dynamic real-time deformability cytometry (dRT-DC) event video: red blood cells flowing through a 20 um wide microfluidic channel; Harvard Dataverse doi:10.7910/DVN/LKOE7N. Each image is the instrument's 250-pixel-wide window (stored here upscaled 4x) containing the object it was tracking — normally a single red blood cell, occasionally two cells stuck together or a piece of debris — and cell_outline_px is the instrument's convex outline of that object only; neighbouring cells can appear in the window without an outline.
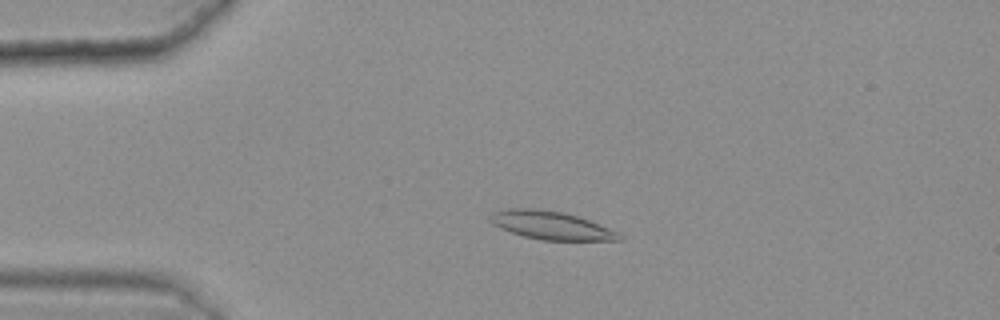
{"species": "common noctule bat (a hibernating species)", "species_latin": "Nyctalus noctula", "temperature_condition": "warm", "stored_images_in_passage": 47, "camera_frame_rate_fps": 3000, "um_per_image_px": 0.085, "animal": {"sex": "female", "body_mass_g": 25.1}, "frame": {"image": 1, "passage_image": 13, "time_ms": 4.0, "image_size_px": [1000, 320], "cell_outline_px": [[624, 240], [540, 240], [524, 236], [500, 228], [492, 224], [488, 220], [488, 216], [492, 212], [508, 208], [528, 208], [564, 212], [588, 220], [608, 228], [624, 236]], "centroid_in_image_um": [46.79, 19.15], "position_along_channel_um": 38.2, "area_um2": 21.1}}
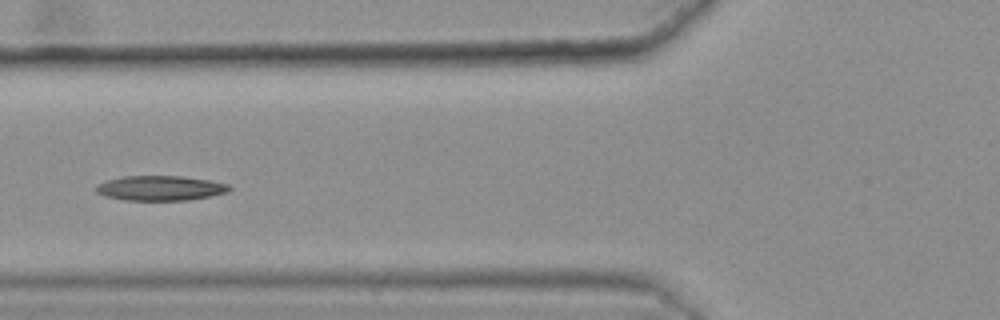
{"frame": {"image": 2, "passage_image": 22, "time_ms": 7.0, "image_size_px": [1000, 320], "cell_outline_px": [[232, 188], [228, 192], [212, 196], [188, 200], [124, 200], [104, 196], [96, 192], [96, 184], [108, 180], [124, 176], [184, 176], [212, 180], [228, 184]], "centroid_in_image_um": [13.66, 15.99], "position_along_channel_um": 112.1, "area_um2": 19.48}}
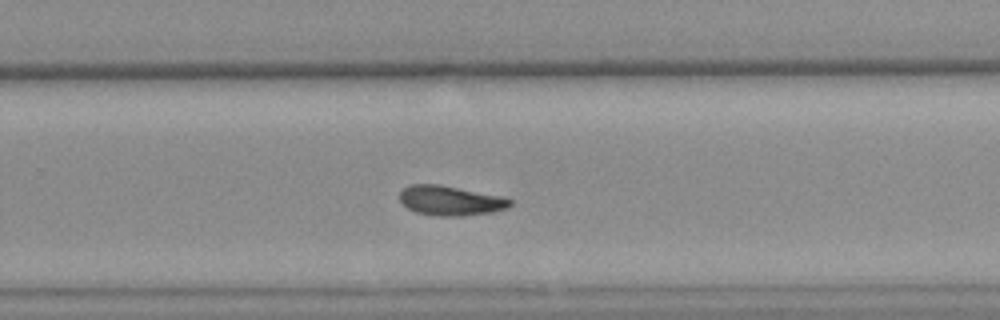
{"frame": {"image": 3, "passage_image": 37, "time_ms": 12.0, "image_size_px": [1000, 320], "cell_outline_px": [[512, 204], [508, 208], [492, 212], [464, 216], [436, 216], [416, 212], [408, 208], [400, 200], [400, 192], [408, 184], [440, 184], [500, 196], [512, 200]], "centroid_in_image_um": [38.28, 17.05], "position_along_channel_um": 291.5, "area_um2": 19.13}, "authors_computed_cell_mechanics": {"area_um2": 19.5942, "velocity_mm_per_s": 3.5879, "shape_relaxation_time_tau1_ms": null, "shape_relaxation_time_tau2_ms": 5.9919, "deformation_change_tau1": null, "deformation_change_tau2": 0.1257}}